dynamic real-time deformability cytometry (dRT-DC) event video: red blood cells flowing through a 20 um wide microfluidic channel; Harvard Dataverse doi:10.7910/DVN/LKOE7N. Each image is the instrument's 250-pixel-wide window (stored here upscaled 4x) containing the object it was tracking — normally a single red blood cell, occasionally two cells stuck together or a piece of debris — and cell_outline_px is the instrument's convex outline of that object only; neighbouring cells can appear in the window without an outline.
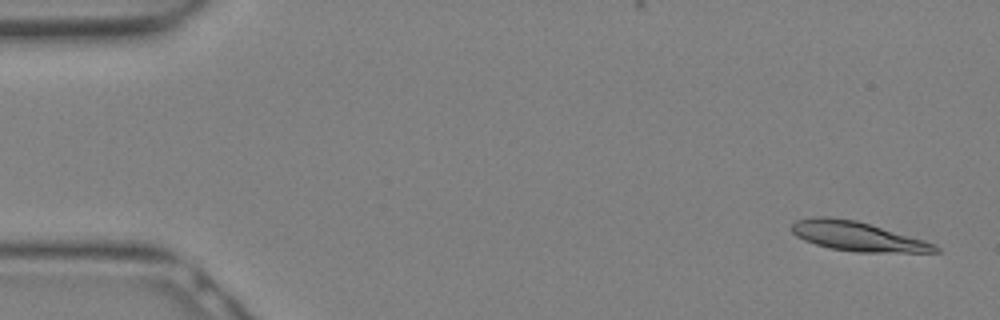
{"species": "Egyptian fruit bat (a non-hibernating species)", "species_latin": "Rousettus aegyptiacus", "temperature_condition": "warm", "stored_images_in_passage": 11, "camera_frame_rate_fps": 3000, "um_per_image_px": 0.085, "animal": {"sex": "female"}, "frame": {"image": 1, "passage_image": 2, "time_ms": 0.333, "image_size_px": [1000, 320], "cell_outline_px": [[940, 252], [856, 252], [832, 248], [816, 244], [804, 240], [796, 236], [792, 232], [792, 224], [796, 220], [812, 216], [828, 216], [856, 220], [924, 240], [940, 248]], "centroid_in_image_um": [72.84, 20.07], "position_along_channel_um": 12.2, "area_um2": 24.33}}
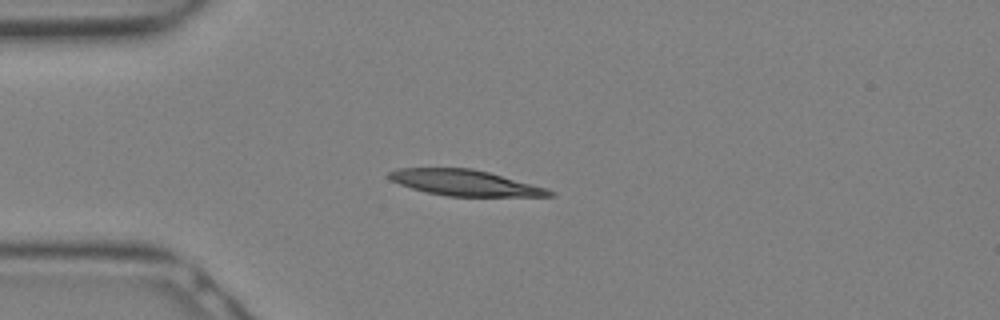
{"frame": {"image": 2, "passage_image": 8, "time_ms": 2.333, "image_size_px": [1000, 320], "cell_outline_px": [[556, 196], [448, 196], [428, 192], [412, 188], [400, 184], [392, 180], [388, 176], [388, 172], [396, 168], [472, 168], [488, 172], [548, 188], [556, 192]], "centroid_in_image_um": [39.55, 15.53], "position_along_channel_um": 45.4, "area_um2": 23.99}}
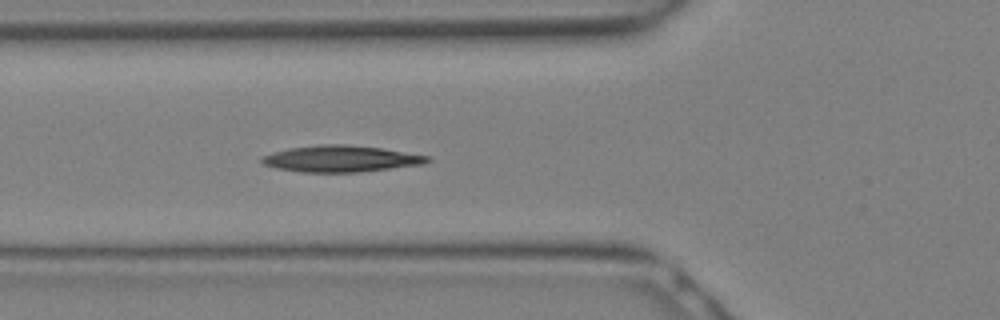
{"frame": {"image": 3, "passage_image": 11, "time_ms": 3.333, "image_size_px": [1000, 320], "cell_outline_px": [[432, 160], [424, 164], [360, 172], [300, 172], [276, 168], [264, 164], [260, 160], [260, 156], [288, 148], [320, 144], [348, 144], [380, 148], [428, 156]], "centroid_in_image_um": [28.94, 13.49], "position_along_channel_um": 96.9, "area_um2": 25.49}}